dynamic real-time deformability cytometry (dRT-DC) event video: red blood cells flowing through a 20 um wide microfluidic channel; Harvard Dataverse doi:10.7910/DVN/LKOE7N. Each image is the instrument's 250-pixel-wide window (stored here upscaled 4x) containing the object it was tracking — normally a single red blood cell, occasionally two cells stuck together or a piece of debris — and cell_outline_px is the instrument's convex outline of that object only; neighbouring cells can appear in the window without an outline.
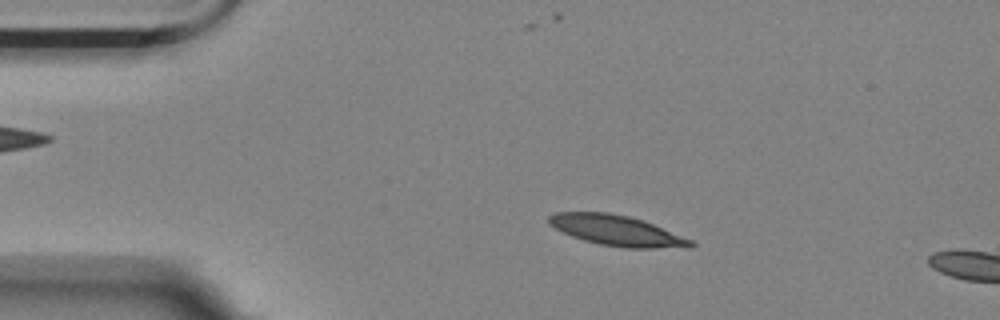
{"species": "Egyptian fruit bat (a non-hibernating species)", "species_latin": "Rousettus aegyptiacus", "temperature_condition": "room temperature", "stored_images_in_passage": 5, "camera_frame_rate_fps": 3000, "um_per_image_px": 0.085, "animal": {"sex": "female"}, "frame": {"image": 1, "passage_image": 3, "time_ms": 2.333, "image_size_px": [1000, 320], "cell_outline_px": [[696, 244], [692, 248], [624, 248], [600, 244], [584, 240], [572, 236], [548, 224], [548, 216], [556, 212], [608, 212], [628, 216], [644, 220], [692, 240]], "centroid_in_image_um": [52.46, 19.6], "position_along_channel_um": 32.5, "area_um2": 25.2}}
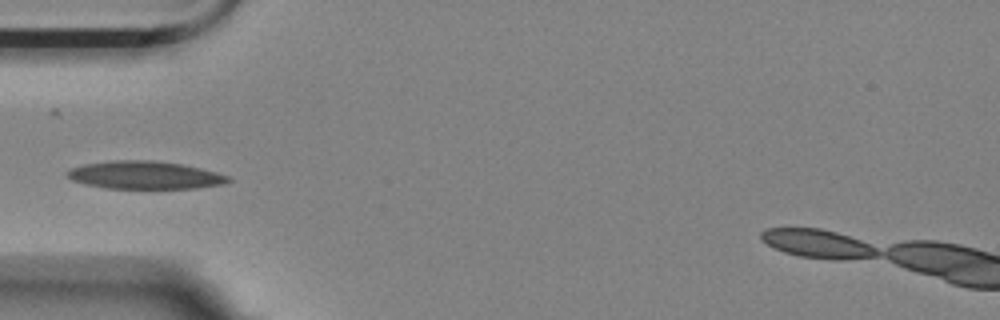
{"frame": {"image": 2, "passage_image": 5, "time_ms": 4.667, "image_size_px": [1000, 320], "cell_outline_px": [[232, 180], [224, 184], [196, 188], [104, 188], [84, 184], [72, 180], [64, 172], [68, 168], [84, 164], [112, 160], [156, 160], [184, 164], [216, 172], [228, 176]], "centroid_in_image_um": [12.28, 14.87], "position_along_channel_um": 72.7, "area_um2": 26.36}}